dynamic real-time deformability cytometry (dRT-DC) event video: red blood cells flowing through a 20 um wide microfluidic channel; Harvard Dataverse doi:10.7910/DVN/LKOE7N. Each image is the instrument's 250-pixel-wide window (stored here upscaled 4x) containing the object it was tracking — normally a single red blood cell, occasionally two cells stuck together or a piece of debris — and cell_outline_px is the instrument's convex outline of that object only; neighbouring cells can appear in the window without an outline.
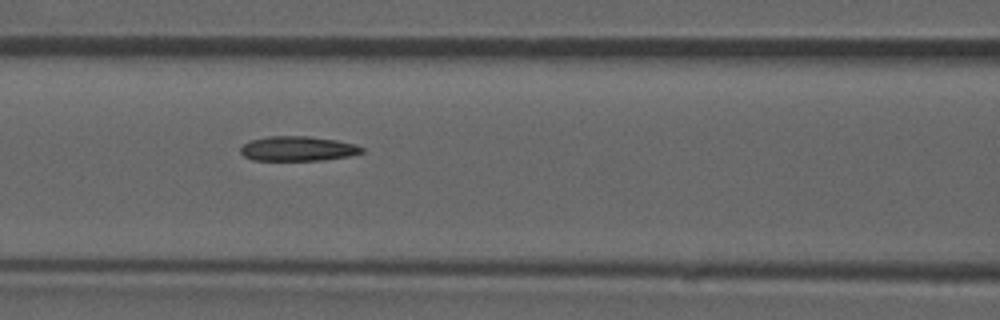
{"species": "common noctule bat (a hibernating species)", "species_latin": "Nyctalus noctula", "temperature_condition": "room temperature", "stored_images_in_passage": 52, "camera_frame_rate_fps": 3000, "um_per_image_px": 0.085, "animal": {"sex": "male", "forearm_length_mm": 52.5}, "frame": {"image": 1, "passage_image": 22, "time_ms": 7.0, "image_size_px": [1000, 320], "cell_outline_px": [[364, 152], [348, 156], [324, 160], [252, 160], [244, 156], [240, 152], [240, 148], [244, 144], [252, 140], [268, 136], [308, 136], [336, 140], [352, 144], [364, 148]], "centroid_in_image_um": [25.3, 12.64], "position_along_channel_um": 141.3, "area_um2": 17.34}}